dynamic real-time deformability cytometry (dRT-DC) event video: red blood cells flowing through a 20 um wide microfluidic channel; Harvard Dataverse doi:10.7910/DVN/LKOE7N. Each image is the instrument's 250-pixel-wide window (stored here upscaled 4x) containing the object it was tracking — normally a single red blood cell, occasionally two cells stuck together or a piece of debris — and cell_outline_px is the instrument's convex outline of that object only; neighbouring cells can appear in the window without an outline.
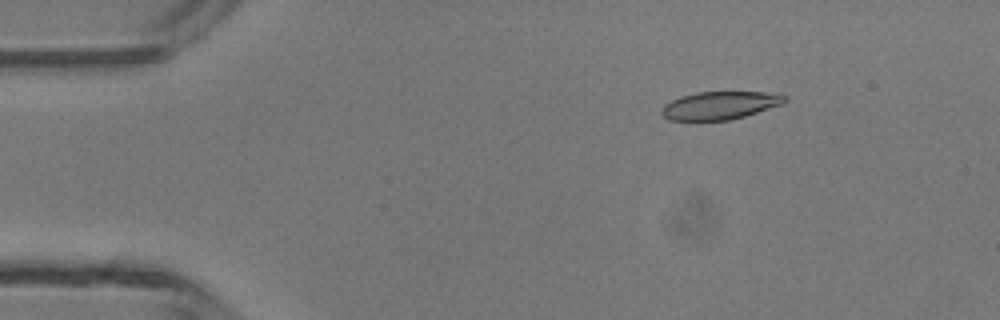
{"species": "common noctule bat (a hibernating species)", "species_latin": "Nyctalus noctula", "temperature_condition": "room temperature", "stored_images_in_passage": 43, "camera_frame_rate_fps": 3000, "um_per_image_px": 0.085, "animal": {"sex": "male", "body_mass_g": 13.3}, "frame": {"image": 1, "passage_image": 3, "time_ms": 0.667, "image_size_px": [1000, 320], "cell_outline_px": [[788, 100], [780, 104], [744, 116], [728, 120], [668, 120], [660, 112], [664, 104], [680, 96], [696, 92], [764, 92], [788, 96]], "centroid_in_image_um": [61.14, 8.95], "position_along_channel_um": 23.9, "area_um2": 19.83}}
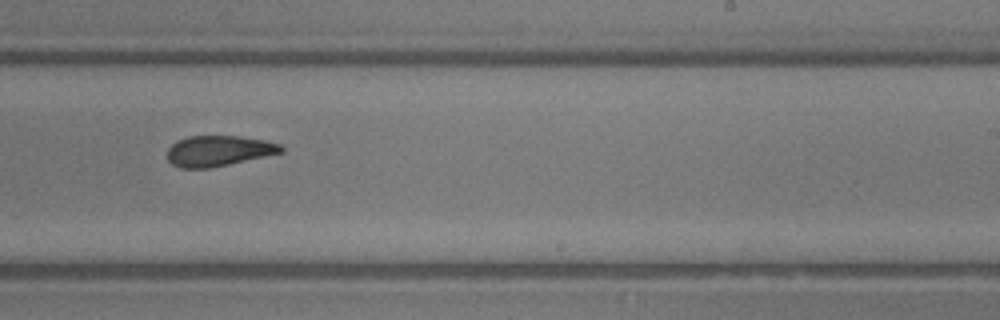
{"frame": {"image": 2, "passage_image": 25, "time_ms": 8.0, "image_size_px": [1000, 320], "cell_outline_px": [[284, 152], [228, 164], [208, 168], [180, 168], [172, 164], [168, 160], [168, 148], [176, 140], [188, 136], [240, 136], [264, 140], [280, 144], [284, 148]], "centroid_in_image_um": [18.57, 12.81], "position_along_channel_um": 270.4, "area_um2": 20.23}}
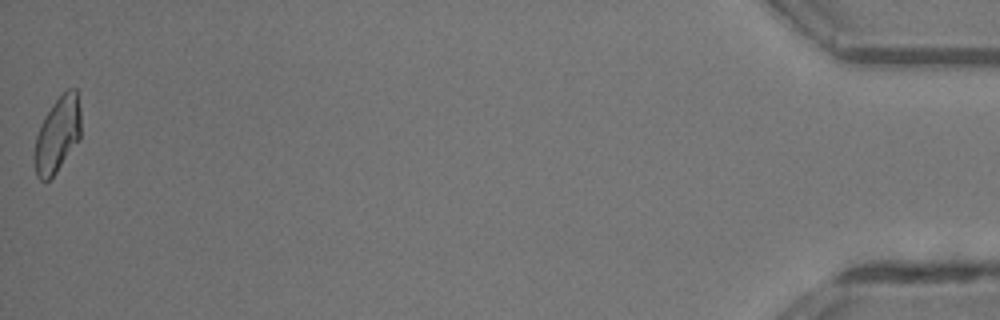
{"frame": {"image": 3, "passage_image": 43, "time_ms": 14.0, "image_size_px": [1000, 320], "cell_outline_px": [[80, 136], [56, 172], [48, 180], [40, 180], [36, 176], [32, 156], [36, 136], [44, 116], [56, 100], [68, 88], [76, 88], [80, 108]], "centroid_in_image_um": [4.85, 11.45], "position_along_channel_um": 430.4, "area_um2": 20.29}, "authors_computed_cell_mechanics": {"area_um2": 21.0392, "velocity_mm_per_s": 4.3835, "shape_relaxation_time_tau1_ms": 3.7201, "shape_relaxation_time_tau2_ms": 3.2644, "deformation_change_tau1": 0.1244, "deformation_change_tau2": 0.1068}}